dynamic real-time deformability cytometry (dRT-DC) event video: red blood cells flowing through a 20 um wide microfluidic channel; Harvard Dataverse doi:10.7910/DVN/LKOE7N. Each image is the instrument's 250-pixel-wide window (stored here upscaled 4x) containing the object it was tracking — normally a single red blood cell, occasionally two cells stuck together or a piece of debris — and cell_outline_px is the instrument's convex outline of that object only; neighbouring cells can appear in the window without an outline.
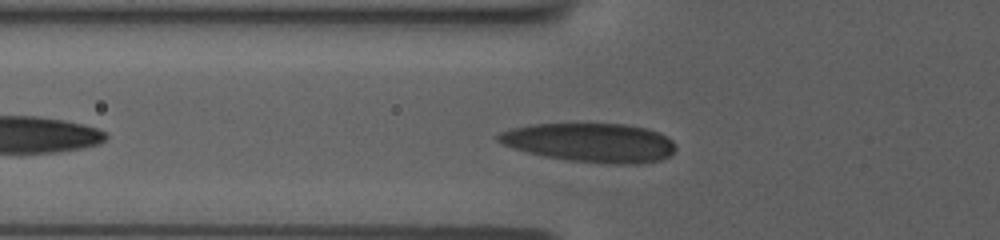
{"species": "human", "species_latin": "Homo sapiens", "temperature_condition": "room temperature", "stored_images_in_passage": 38, "camera_frame_rate_fps": 3000, "um_per_image_px": 0.085, "donor": {"sex": "female"}, "frame": {"image": 1, "passage_image": 6, "time_ms": 1.667, "image_size_px": [1000, 240], "cell_outline_px": [[676, 148], [668, 156], [660, 160], [640, 164], [616, 164], [568, 160], [544, 156], [512, 148], [496, 140], [492, 136], [508, 128], [532, 124], [624, 124], [644, 128], [656, 132], [672, 140], [676, 144]], "centroid_in_image_um": [50.12, 12.12], "position_along_channel_um": 75.7, "area_um2": 40.29}}
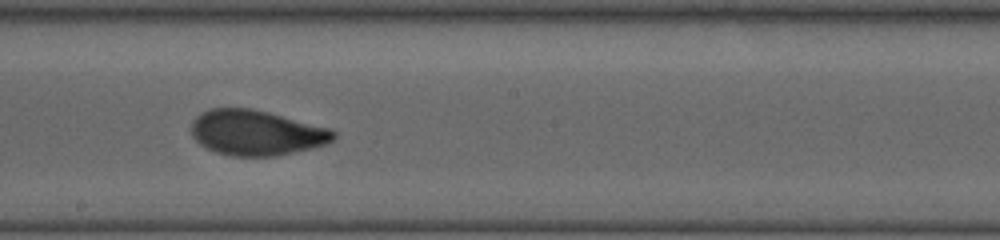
{"frame": {"image": 2, "passage_image": 18, "time_ms": 5.667, "image_size_px": [1000, 240], "cell_outline_px": [[336, 136], [328, 144], [312, 148], [276, 156], [232, 156], [216, 152], [200, 144], [192, 136], [192, 120], [200, 112], [212, 108], [252, 108], [332, 128], [336, 132]], "centroid_in_image_um": [21.81, 11.28], "position_along_channel_um": 226.4, "area_um2": 37.69}}
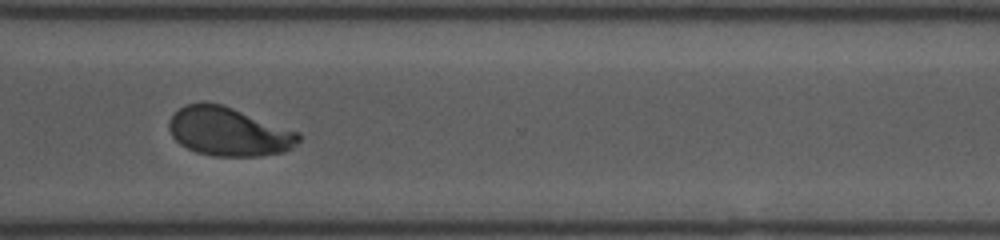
{"frame": {"image": 3, "passage_image": 28, "time_ms": 9.0, "image_size_px": [1000, 240], "cell_outline_px": [[300, 140], [292, 148], [284, 152], [260, 156], [212, 156], [196, 152], [180, 144], [172, 136], [168, 128], [168, 120], [184, 104], [200, 100], [204, 100], [224, 104], [300, 132]], "centroid_in_image_um": [19.43, 11.16], "position_along_channel_um": 351.2, "area_um2": 37.45}, "authors_computed_cell_mechanics": {"area_um2": 37.4255, "velocity_mm_per_s": 3.7517, "shape_relaxation_time_tau1_ms": 4.679, "shape_relaxation_time_tau2_ms": 0.8439, "deformation_change_tau1": 0.1672, "deformation_change_tau2": 0.0562}}